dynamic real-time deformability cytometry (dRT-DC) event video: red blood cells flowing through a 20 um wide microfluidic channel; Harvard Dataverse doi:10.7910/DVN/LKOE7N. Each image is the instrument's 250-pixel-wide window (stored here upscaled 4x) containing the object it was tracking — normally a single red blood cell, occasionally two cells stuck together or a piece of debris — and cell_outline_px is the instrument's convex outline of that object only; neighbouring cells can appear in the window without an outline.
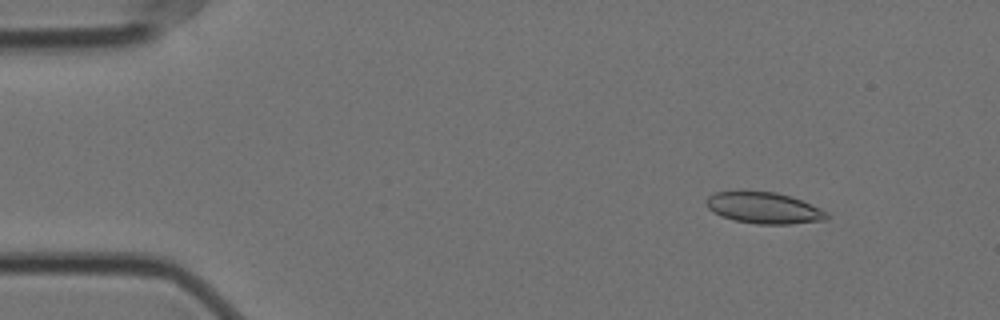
{"species": "Egyptian fruit bat (a non-hibernating species)", "species_latin": "Rousettus aegyptiacus", "temperature_condition": "cold", "stored_images_in_passage": 57, "camera_frame_rate_fps": 3000, "um_per_image_px": 0.085, "animal": {"sex": "female"}, "frame": {"image": 1, "passage_image": 7, "time_ms": 2.0, "image_size_px": [1000, 320], "cell_outline_px": [[828, 220], [788, 224], [756, 224], [736, 220], [720, 216], [712, 212], [708, 208], [704, 200], [708, 196], [716, 192], [740, 188], [776, 192], [792, 196], [820, 208], [828, 212]], "centroid_in_image_um": [64.88, 17.63], "position_along_channel_um": 20.1, "area_um2": 22.83}}
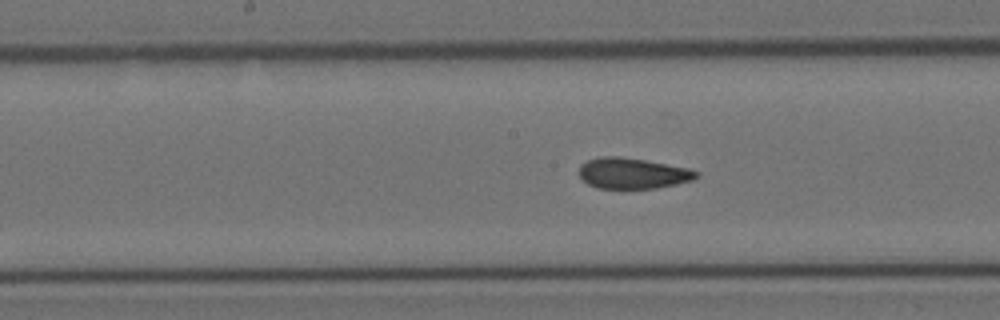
{"frame": {"image": 2, "passage_image": 29, "time_ms": 9.333, "image_size_px": [1000, 320], "cell_outline_px": [[700, 176], [692, 180], [676, 184], [656, 188], [600, 188], [588, 184], [580, 176], [580, 164], [588, 160], [600, 156], [620, 156], [692, 168], [700, 172]], "centroid_in_image_um": [53.83, 14.72], "position_along_channel_um": 194.4, "area_um2": 21.1}}
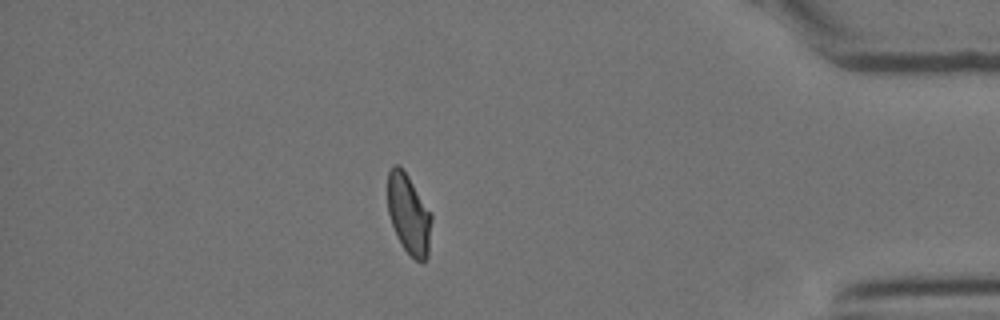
{"frame": {"image": 3, "passage_image": 50, "time_ms": 16.333, "image_size_px": [1000, 320], "cell_outline_px": [[432, 220], [428, 256], [424, 260], [416, 260], [404, 248], [392, 224], [388, 212], [388, 172], [392, 164], [400, 164], [432, 212]], "centroid_in_image_um": [34.76, 18.14], "position_along_channel_um": 400.4, "area_um2": 20.35}, "authors_computed_cell_mechanics": {"area_um2": 21.4438, "velocity_mm_per_s": 3.517, "shape_relaxation_time_tau1_ms": null, "shape_relaxation_time_tau2_ms": 1.8317, "deformation_change_tau1": null, "deformation_change_tau2": 0.062}}